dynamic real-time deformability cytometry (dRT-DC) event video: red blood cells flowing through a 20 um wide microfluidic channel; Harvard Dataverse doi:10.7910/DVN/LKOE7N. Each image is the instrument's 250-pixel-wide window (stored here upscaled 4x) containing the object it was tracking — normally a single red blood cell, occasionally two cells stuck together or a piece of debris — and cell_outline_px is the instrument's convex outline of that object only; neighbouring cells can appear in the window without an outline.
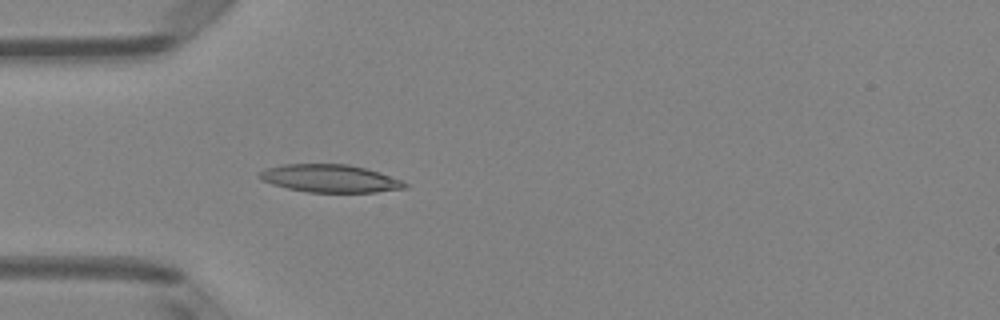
{"species": "Egyptian fruit bat (a non-hibernating species)", "species_latin": "Rousettus aegyptiacus", "temperature_condition": "room temperature", "stored_images_in_passage": 43, "camera_frame_rate_fps": 3000, "um_per_image_px": 0.085, "animal": {"sex": "female"}, "frame": {"image": 1, "passage_image": 8, "time_ms": 2.333, "image_size_px": [1000, 320], "cell_outline_px": [[408, 188], [376, 192], [308, 192], [288, 188], [272, 184], [256, 176], [264, 168], [284, 164], [348, 164], [380, 172], [400, 180], [408, 184]], "centroid_in_image_um": [28.05, 15.16], "position_along_channel_um": 57.0, "area_um2": 23.47}}
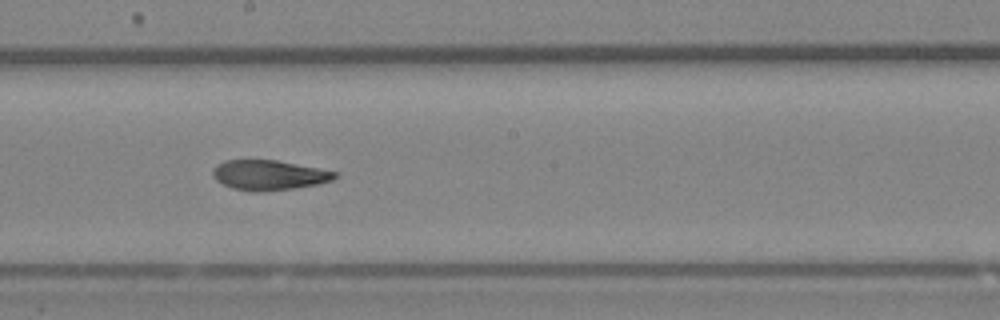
{"frame": {"image": 2, "passage_image": 21, "time_ms": 6.667, "image_size_px": [1000, 320], "cell_outline_px": [[340, 176], [332, 180], [316, 184], [296, 188], [256, 192], [252, 192], [232, 188], [216, 180], [212, 176], [212, 168], [216, 164], [224, 160], [276, 160], [340, 172]], "centroid_in_image_um": [22.86, 14.88], "position_along_channel_um": 225.3, "area_um2": 21.5}}
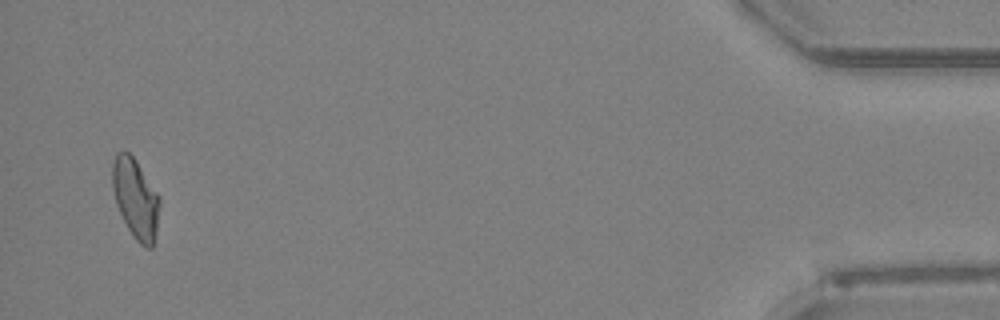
{"frame": {"image": 3, "passage_image": 42, "time_ms": 13.667, "image_size_px": [1000, 320], "cell_outline_px": [[160, 204], [156, 232], [152, 248], [144, 248], [136, 240], [128, 228], [116, 204], [112, 188], [112, 164], [116, 152], [124, 148], [136, 160], [160, 196]], "centroid_in_image_um": [11.52, 16.84], "position_along_channel_um": 423.7, "area_um2": 22.14}, "authors_computed_cell_mechanics": {"area_um2": 22.253, "velocity_mm_per_s": 4.0103, "shape_relaxation_time_tau1_ms": 9.2198, "shape_relaxation_time_tau2_ms": 2.6685, "deformation_change_tau1": 0.2075, "deformation_change_tau2": 0.0959}}